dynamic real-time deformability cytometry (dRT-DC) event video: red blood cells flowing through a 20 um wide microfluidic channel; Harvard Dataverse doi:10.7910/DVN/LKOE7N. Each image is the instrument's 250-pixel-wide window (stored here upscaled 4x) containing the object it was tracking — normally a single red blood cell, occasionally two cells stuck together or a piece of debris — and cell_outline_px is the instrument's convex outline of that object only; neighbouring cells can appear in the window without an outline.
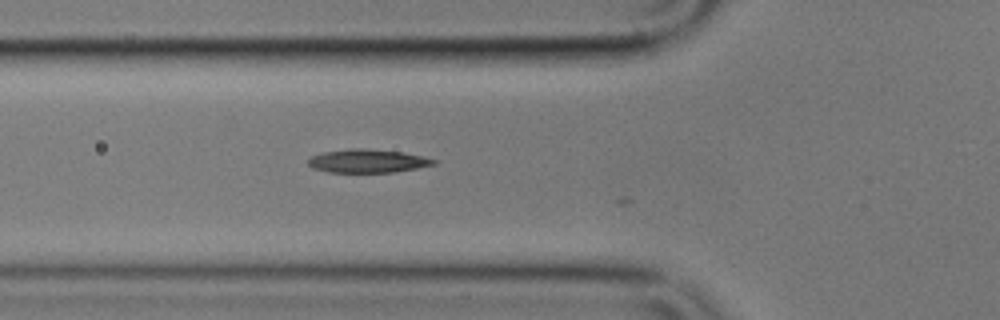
{"species": "common noctule bat (a hibernating species)", "species_latin": "Nyctalus noctula", "temperature_condition": "cold", "stored_images_in_passage": 4, "camera_frame_rate_fps": 3000, "um_per_image_px": 0.085, "animal": {"sex": "male", "body_mass_g": 17.9}, "frame": {"image": 1, "passage_image": 3, "time_ms": 0.667, "image_size_px": [1000, 320], "cell_outline_px": [[436, 164], [396, 172], [328, 172], [312, 168], [308, 164], [308, 160], [312, 156], [324, 152], [352, 148], [364, 148], [400, 152], [420, 156], [436, 160]], "centroid_in_image_um": [31.21, 13.69], "position_along_channel_um": 94.6, "area_um2": 16.88}}